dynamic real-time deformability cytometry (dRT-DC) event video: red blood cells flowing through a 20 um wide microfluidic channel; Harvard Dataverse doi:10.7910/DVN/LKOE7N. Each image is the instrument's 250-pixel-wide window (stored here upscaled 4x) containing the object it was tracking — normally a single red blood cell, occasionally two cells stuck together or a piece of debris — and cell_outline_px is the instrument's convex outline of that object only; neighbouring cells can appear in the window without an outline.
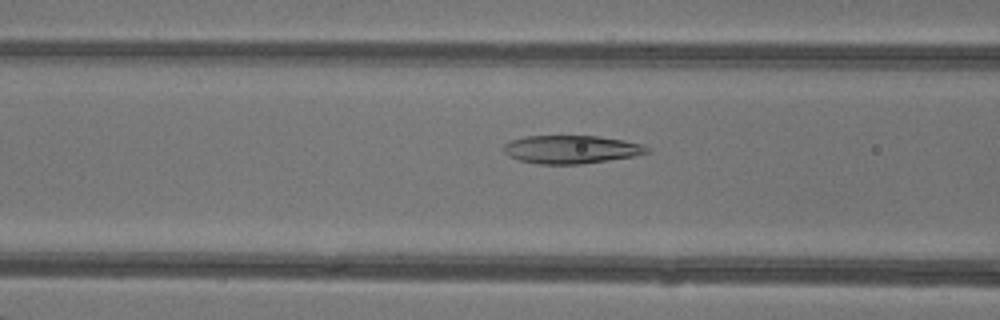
{"species": "common noctule bat (a hibernating species)", "species_latin": "Nyctalus noctula", "temperature_condition": "warm", "stored_images_in_passage": 48, "camera_frame_rate_fps": 3000, "um_per_image_px": 0.085, "animal": {"sex": "female"}, "frame": {"image": 1, "passage_image": 20, "time_ms": 6.333, "image_size_px": [1000, 320], "cell_outline_px": [[648, 152], [636, 156], [580, 164], [540, 164], [520, 160], [508, 156], [504, 152], [504, 144], [512, 140], [524, 136], [600, 136], [624, 140], [644, 144], [648, 148]], "centroid_in_image_um": [48.57, 12.69], "position_along_channel_um": 118.0, "area_um2": 23.52}}
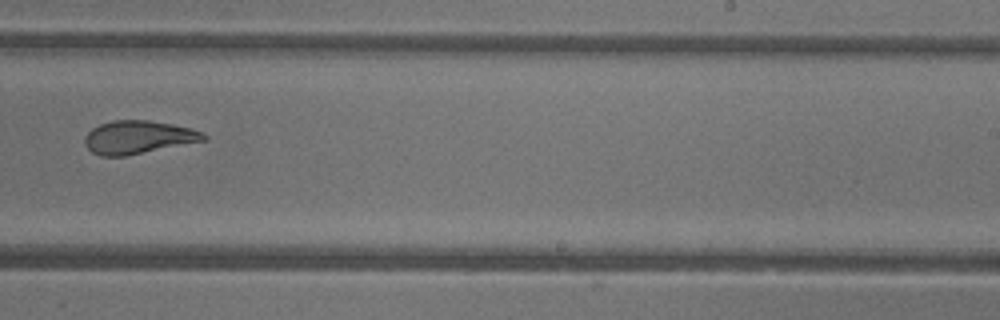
{"frame": {"image": 2, "passage_image": 31, "time_ms": 10.0, "image_size_px": [1000, 320], "cell_outline_px": [[208, 140], [124, 156], [100, 156], [92, 152], [84, 144], [84, 136], [92, 128], [100, 124], [112, 120], [148, 120], [172, 124], [192, 128], [204, 132], [208, 136]], "centroid_in_image_um": [11.77, 11.66], "position_along_channel_um": 277.2, "area_um2": 23.12}}
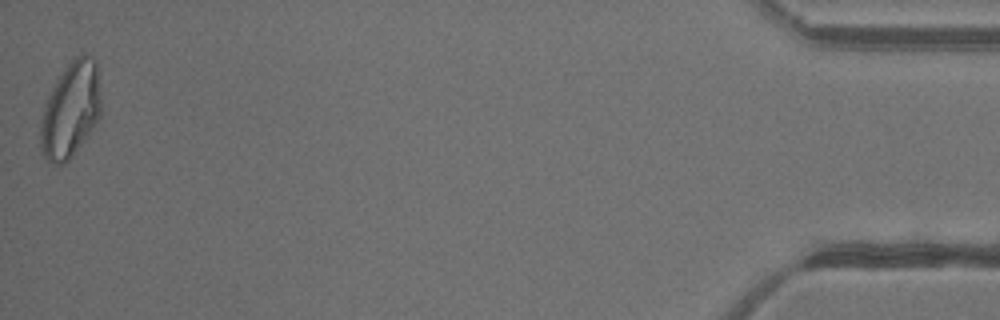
{"frame": {"image": 3, "passage_image": 48, "time_ms": 15.667, "image_size_px": [1000, 320], "cell_outline_px": [[100, 116], [92, 128], [72, 156], [64, 164], [52, 164], [40, 152], [40, 124], [44, 104], [60, 76], [68, 64], [76, 56], [84, 52], [92, 56], [96, 60], [100, 100]], "centroid_in_image_um": [5.99, 9.35], "position_along_channel_um": 429.2, "area_um2": 33.29}, "authors_computed_cell_mechanics": {"area_um2": 26.01, "velocity_mm_per_s": 4.357, "shape_relaxation_time_tau1_ms": 9.5153, "shape_relaxation_time_tau2_ms": 1.9493, "deformation_change_tau1": 0.294, "deformation_change_tau2": 0.0707}}